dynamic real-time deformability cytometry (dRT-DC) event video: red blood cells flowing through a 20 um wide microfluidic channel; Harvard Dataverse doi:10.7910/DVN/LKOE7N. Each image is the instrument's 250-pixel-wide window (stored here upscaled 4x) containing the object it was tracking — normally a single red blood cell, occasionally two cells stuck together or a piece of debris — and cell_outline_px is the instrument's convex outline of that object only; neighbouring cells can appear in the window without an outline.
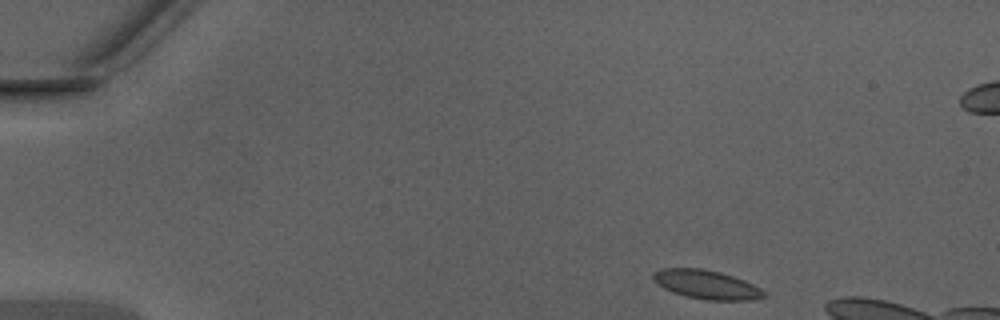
{"species": "Egyptian fruit bat (a non-hibernating species)", "species_latin": "Rousettus aegyptiacus", "temperature_condition": "warm", "stored_images_in_passage": 9, "camera_frame_rate_fps": 3000, "um_per_image_px": 0.085, "animal": {"sex": "male"}, "frame": {"image": 1, "passage_image": 1, "time_ms": 0.0, "image_size_px": [1000, 320], "cell_outline_px": [[768, 296], [748, 300], [704, 300], [672, 292], [664, 288], [652, 280], [652, 272], [660, 268], [700, 268], [720, 272], [744, 280], [768, 292]], "centroid_in_image_um": [60.04, 24.18], "position_along_channel_um": 25.0, "area_um2": 18.73}}